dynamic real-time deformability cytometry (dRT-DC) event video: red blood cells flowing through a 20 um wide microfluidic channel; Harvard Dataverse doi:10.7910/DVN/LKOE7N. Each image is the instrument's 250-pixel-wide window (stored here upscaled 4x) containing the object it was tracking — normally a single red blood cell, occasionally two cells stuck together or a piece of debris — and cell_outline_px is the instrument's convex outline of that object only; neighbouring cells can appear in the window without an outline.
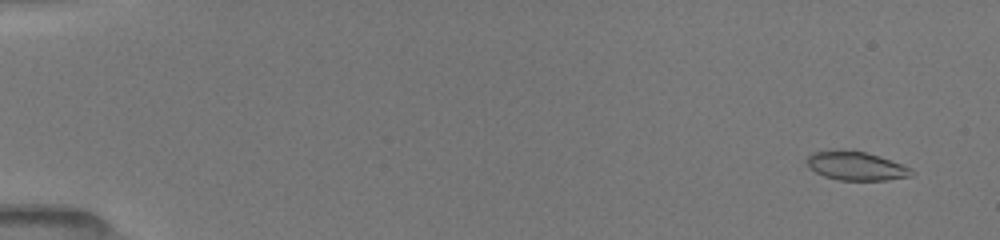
{"species": "common noctule bat (a hibernating species)", "species_latin": "Nyctalus noctula", "temperature_condition": "room temperature", "stored_images_in_passage": 70, "camera_frame_rate_fps": 3000, "um_per_image_px": 0.085, "animal": {"sex": "female", "body_mass_g": 19.5, "forearm_length_mm": 54.1}, "frame": {"image": 1, "passage_image": 4, "time_ms": 0.667, "image_size_px": [1000, 240], "cell_outline_px": [[916, 172], [912, 176], [888, 180], [840, 180], [824, 176], [816, 172], [808, 164], [808, 156], [812, 152], [864, 152], [880, 156], [912, 168]], "centroid_in_image_um": [72.87, 14.15], "position_along_channel_um": 12.1, "area_um2": 16.94}}
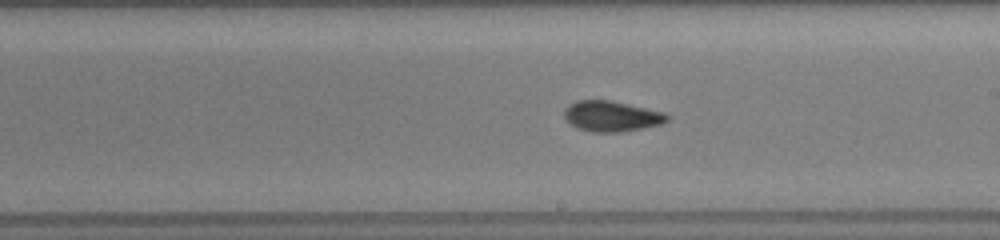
{"frame": {"image": 2, "passage_image": 43, "time_ms": 10.0, "image_size_px": [1000, 240], "cell_outline_px": [[668, 120], [660, 124], [620, 132], [592, 132], [576, 128], [568, 124], [564, 116], [564, 108], [568, 104], [576, 100], [612, 100], [664, 112], [668, 116]], "centroid_in_image_um": [51.91, 9.87], "position_along_channel_um": 237.1, "area_um2": 18.44}}
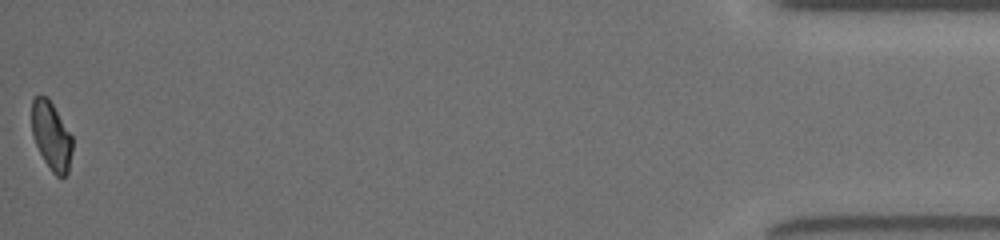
{"frame": {"image": 3, "passage_image": 70, "time_ms": 17.0, "image_size_px": [1000, 240], "cell_outline_px": [[72, 152], [68, 172], [64, 176], [56, 176], [52, 172], [44, 160], [32, 136], [32, 96], [48, 96], [72, 136]], "centroid_in_image_um": [4.36, 11.53], "position_along_channel_um": 430.8, "area_um2": 16.13}, "authors_computed_cell_mechanics": {"area_um2": 17.7735, "velocity_mm_per_s": 4.0047, "shape_relaxation_time_tau1_ms": null, "shape_relaxation_time_tau2_ms": 1.9294, "deformation_change_tau1": null, "deformation_change_tau2": 0.0448}}